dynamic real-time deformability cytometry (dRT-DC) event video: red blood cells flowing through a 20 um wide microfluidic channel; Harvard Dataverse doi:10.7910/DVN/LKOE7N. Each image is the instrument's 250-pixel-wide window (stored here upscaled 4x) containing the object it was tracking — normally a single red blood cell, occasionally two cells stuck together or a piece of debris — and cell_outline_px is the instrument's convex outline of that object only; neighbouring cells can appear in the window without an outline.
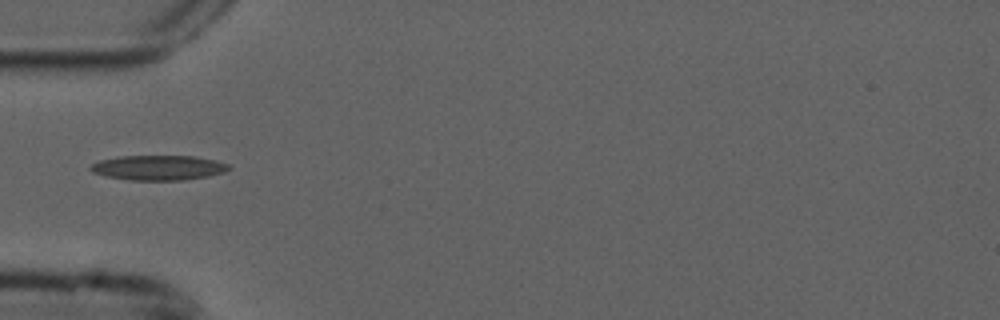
{"species": "common noctule bat (a hibernating species)", "species_latin": "Nyctalus noctula", "temperature_condition": "cold", "stored_images_in_passage": 33, "camera_frame_rate_fps": 3000, "um_per_image_px": 0.085, "animal": {"sex": "male", "forearm_length_mm": 52.5}, "frame": {"image": 1, "passage_image": 1, "time_ms": 0.0, "image_size_px": [1000, 320], "cell_outline_px": [[232, 168], [224, 172], [208, 176], [184, 180], [128, 180], [104, 176], [92, 172], [88, 168], [92, 164], [100, 160], [120, 156], [196, 156], [216, 160], [228, 164]], "centroid_in_image_um": [13.46, 14.25], "position_along_channel_um": 71.5, "area_um2": 20.17}}
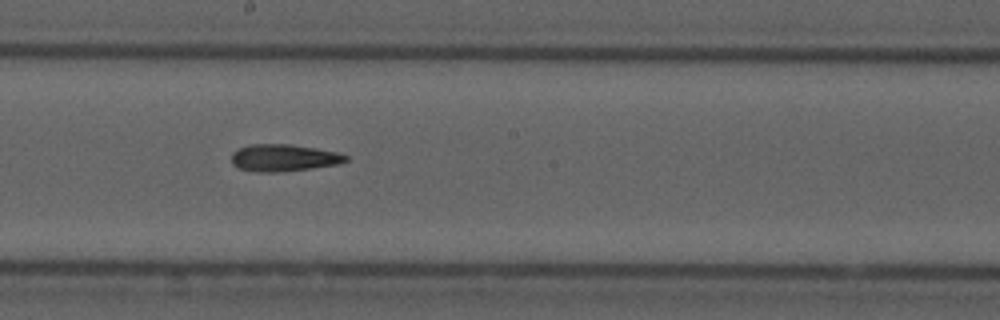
{"frame": {"image": 2, "passage_image": 13, "time_ms": 4.0, "image_size_px": [1000, 320], "cell_outline_px": [[348, 160], [336, 164], [312, 168], [276, 172], [256, 172], [240, 168], [232, 164], [232, 152], [240, 148], [252, 144], [288, 144], [316, 148], [340, 152], [348, 156]], "centroid_in_image_um": [24.13, 13.41], "position_along_channel_um": 224.1, "area_um2": 17.92}}
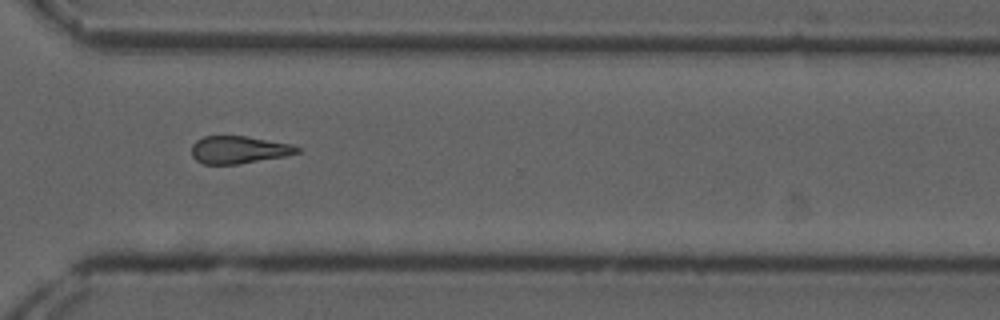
{"frame": {"image": 3, "passage_image": 23, "time_ms": 7.333, "image_size_px": [1000, 320], "cell_outline_px": [[300, 152], [284, 156], [236, 164], [204, 164], [196, 160], [192, 156], [192, 144], [196, 140], [204, 136], [248, 136], [292, 144], [300, 148]], "centroid_in_image_um": [20.28, 12.72], "position_along_channel_um": 350.3, "area_um2": 16.88}, "authors_computed_cell_mechanics": {"area_um2": 17.5134, "velocity_mm_per_s": 3.8045, "shape_relaxation_time_tau1_ms": null, "shape_relaxation_time_tau2_ms": 6.1502, "deformation_change_tau1": null, "deformation_change_tau2": 0.1818}}